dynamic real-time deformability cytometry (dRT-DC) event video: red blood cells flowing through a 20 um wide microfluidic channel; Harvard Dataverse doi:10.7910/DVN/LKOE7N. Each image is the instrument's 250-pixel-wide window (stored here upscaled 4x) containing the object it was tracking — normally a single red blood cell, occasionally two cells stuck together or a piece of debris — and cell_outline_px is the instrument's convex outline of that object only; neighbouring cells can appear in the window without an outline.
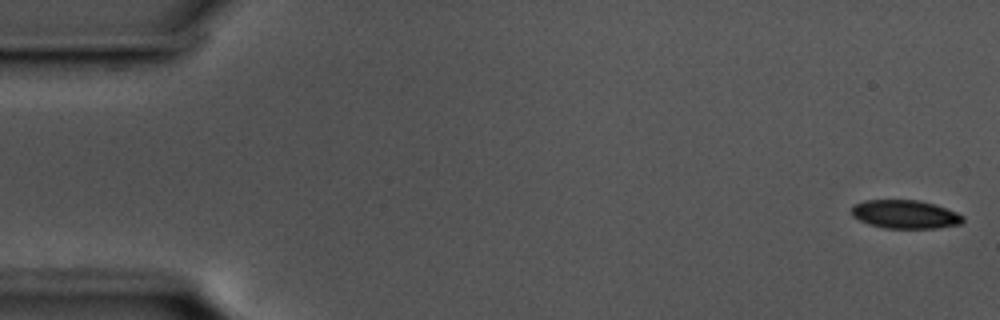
{"species": "common noctule bat (a hibernating species)", "species_latin": "Nyctalus noctula", "temperature_condition": "cold", "stored_images_in_passage": 56, "camera_frame_rate_fps": 3000, "um_per_image_px": 0.085, "animal": {"sex": "male", "body_mass_g": 17.5, "forearm_length_mm": 52.3}, "frame": {"image": 1, "passage_image": 1, "time_ms": 0.0, "image_size_px": [1000, 320], "cell_outline_px": [[964, 220], [960, 224], [936, 228], [884, 228], [868, 224], [852, 216], [852, 204], [864, 200], [920, 200], [956, 212], [964, 216]], "centroid_in_image_um": [76.9, 18.21], "position_along_channel_um": 8.1, "area_um2": 18.44}}
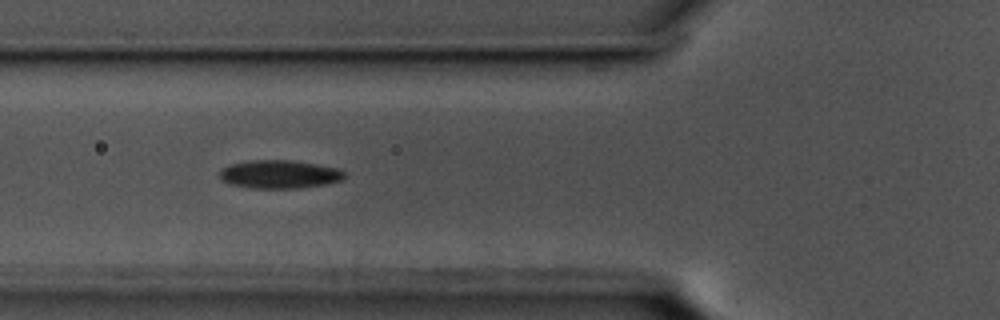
{"frame": {"image": 2, "passage_image": 20, "time_ms": 6.333, "image_size_px": [1000, 320], "cell_outline_px": [[348, 176], [344, 180], [328, 184], [300, 188], [248, 188], [228, 184], [220, 176], [220, 168], [228, 164], [248, 160], [288, 160], [316, 164], [340, 168]], "centroid_in_image_um": [23.78, 14.81], "position_along_channel_um": 102.0, "area_um2": 20.98}}
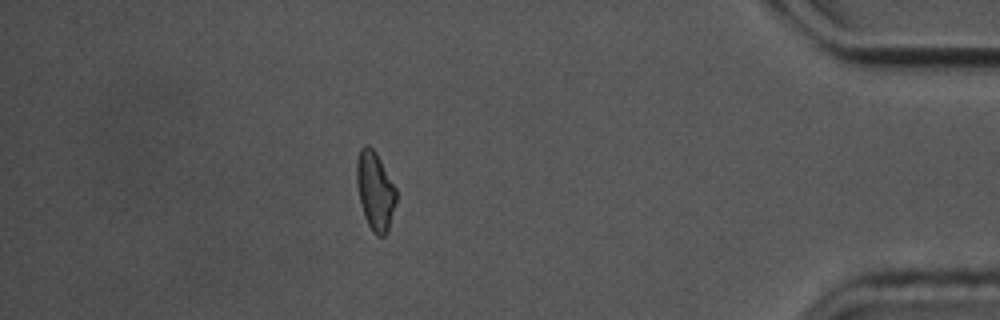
{"frame": {"image": 3, "passage_image": 49, "time_ms": 16.0, "image_size_px": [1000, 320], "cell_outline_px": [[396, 200], [388, 232], [384, 236], [376, 236], [372, 232], [364, 216], [360, 204], [356, 184], [356, 160], [360, 148], [364, 144], [368, 144], [376, 152], [396, 188]], "centroid_in_image_um": [31.86, 16.22], "position_along_channel_um": 403.3, "area_um2": 18.32}, "authors_computed_cell_mechanics": {"area_um2": 19.2185, "velocity_mm_per_s": 3.5886, "shape_relaxation_time_tau1_ms": 7.53, "shape_relaxation_time_tau2_ms": 6.6025, "deformation_change_tau1": 0.123, "deformation_change_tau2": 0.1284}}